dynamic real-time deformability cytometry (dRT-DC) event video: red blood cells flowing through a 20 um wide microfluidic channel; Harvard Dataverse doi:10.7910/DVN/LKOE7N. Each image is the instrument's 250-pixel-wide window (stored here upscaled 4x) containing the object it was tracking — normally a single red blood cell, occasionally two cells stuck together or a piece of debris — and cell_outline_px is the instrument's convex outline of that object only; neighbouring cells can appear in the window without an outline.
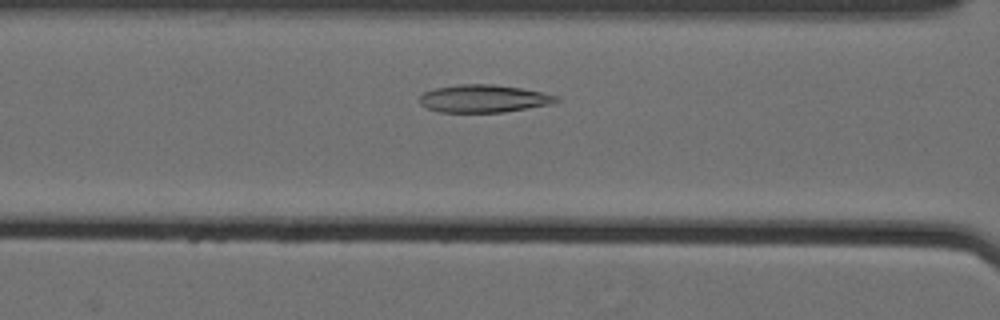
{"species": "Egyptian fruit bat (a non-hibernating species)", "species_latin": "Rousettus aegyptiacus", "temperature_condition": "cold", "stored_images_in_passage": 41, "camera_frame_rate_fps": 3000, "um_per_image_px": 0.085, "animal": {"sex": "female"}, "frame": {"image": 1, "passage_image": 14, "time_ms": 4.333, "image_size_px": [1000, 320], "cell_outline_px": [[560, 100], [552, 104], [504, 112], [440, 112], [428, 108], [420, 104], [420, 96], [424, 92], [436, 88], [460, 84], [492, 84], [520, 88], [560, 96]], "centroid_in_image_um": [41.13, 8.38], "position_along_channel_um": 125.5, "area_um2": 21.96}}
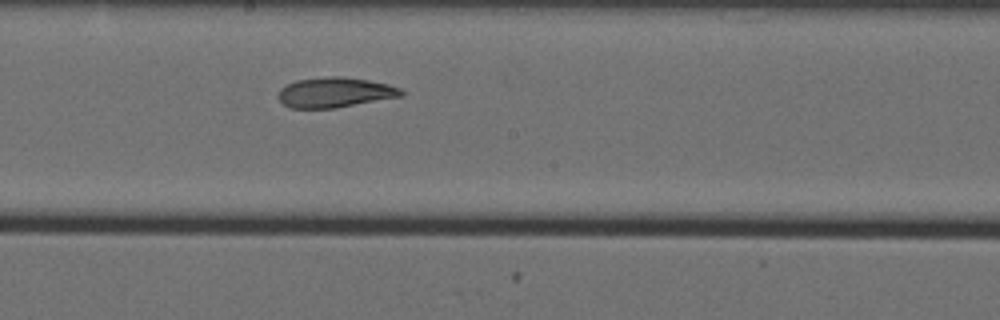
{"frame": {"image": 2, "passage_image": 22, "time_ms": 7.0, "image_size_px": [1000, 320], "cell_outline_px": [[404, 96], [332, 108], [288, 108], [276, 96], [280, 88], [296, 80], [328, 76], [336, 76], [368, 80], [388, 84], [400, 88], [404, 92]], "centroid_in_image_um": [28.45, 7.85], "position_along_channel_um": 219.8, "area_um2": 21.5}}
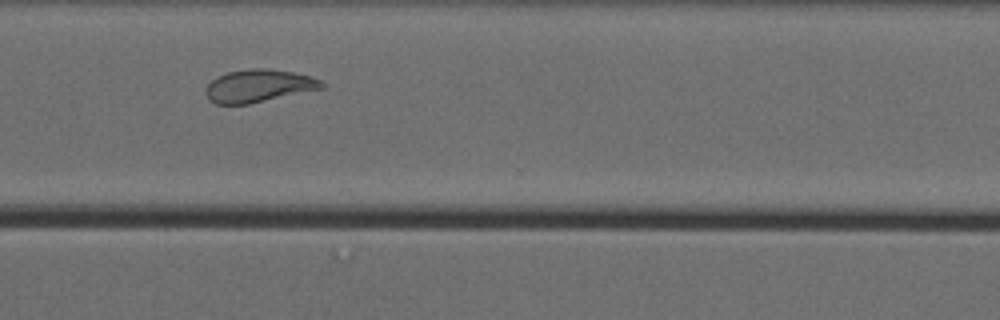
{"frame": {"image": 3, "passage_image": 33, "time_ms": 10.667, "image_size_px": [1000, 320], "cell_outline_px": [[324, 88], [248, 104], [216, 104], [208, 100], [208, 84], [212, 80], [228, 72], [248, 68], [268, 68], [292, 72], [308, 76], [320, 80], [324, 84]], "centroid_in_image_um": [22.0, 7.29], "position_along_channel_um": 348.6, "area_um2": 21.73}, "authors_computed_cell_mechanics": {"area_um2": 22.4842, "velocity_mm_per_s": 3.5315, "shape_relaxation_time_tau1_ms": 6.3882, "shape_relaxation_time_tau2_ms": 3.1143, "deformation_change_tau1": 0.1609, "deformation_change_tau2": 0.0616}}